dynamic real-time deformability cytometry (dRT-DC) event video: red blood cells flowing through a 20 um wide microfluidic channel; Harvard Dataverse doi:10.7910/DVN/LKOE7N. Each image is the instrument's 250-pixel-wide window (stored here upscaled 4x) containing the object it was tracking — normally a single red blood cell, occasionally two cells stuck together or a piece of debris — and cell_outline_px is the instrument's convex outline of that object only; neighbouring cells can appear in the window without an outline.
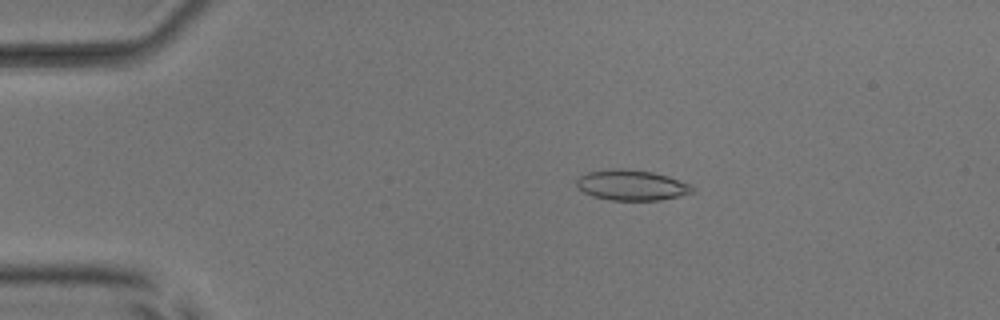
{"species": "common noctule bat (a hibernating species)", "species_latin": "Nyctalus noctula", "temperature_condition": "room temperature", "stored_images_in_passage": 52, "camera_frame_rate_fps": 3000, "um_per_image_px": 0.085, "animal": {"sex": "male", "body_mass_g": 17.9, "forearm_length_mm": 54.2}, "frame": {"image": 1, "passage_image": 11, "time_ms": 3.333, "image_size_px": [1000, 320], "cell_outline_px": [[696, 188], [692, 192], [660, 200], [608, 200], [592, 196], [584, 192], [576, 184], [576, 180], [580, 176], [588, 172], [612, 168], [616, 168], [652, 172], [668, 176], [688, 184]], "centroid_in_image_um": [53.65, 15.74], "position_along_channel_um": 31.3, "area_um2": 20.29}}
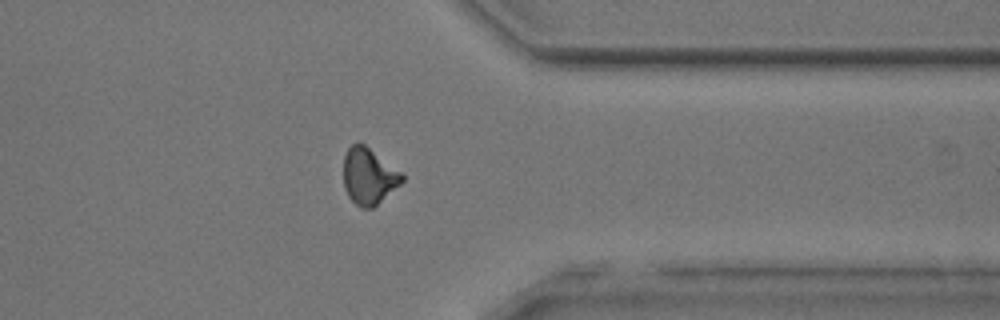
{"frame": {"image": 2, "passage_image": 42, "time_ms": 13.667, "image_size_px": [1000, 320], "cell_outline_px": [[404, 180], [400, 184], [372, 208], [360, 208], [348, 196], [344, 188], [344, 156], [348, 148], [352, 144], [364, 144], [400, 172], [404, 176]], "centroid_in_image_um": [31.32, 14.99], "position_along_channel_um": 380.1, "area_um2": 18.79}}
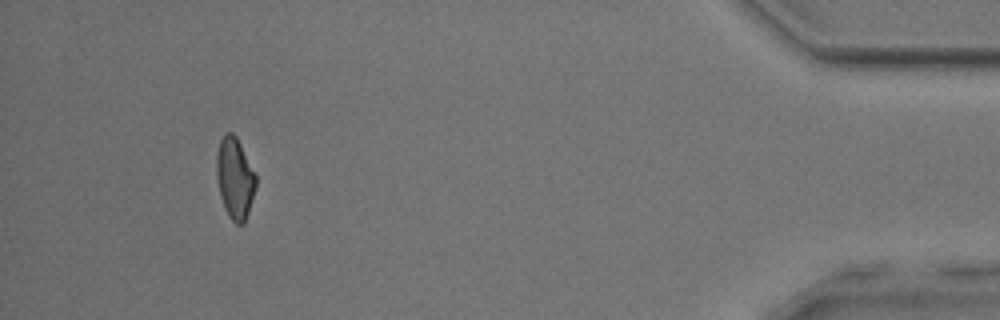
{"frame": {"image": 3, "passage_image": 49, "time_ms": 16.0, "image_size_px": [1000, 320], "cell_outline_px": [[256, 188], [244, 224], [236, 224], [228, 216], [224, 208], [220, 196], [216, 176], [216, 156], [220, 140], [224, 132], [232, 132], [236, 136], [256, 176]], "centroid_in_image_um": [19.94, 15.15], "position_along_channel_um": 415.3, "area_um2": 18.61}, "authors_computed_cell_mechanics": {"area_um2": 19.3341, "velocity_mm_per_s": 3.9969, "shape_relaxation_time_tau1_ms": 8.5623, "shape_relaxation_time_tau2_ms": 2.11, "deformation_change_tau1": 0.1782, "deformation_change_tau2": 0.0906}}